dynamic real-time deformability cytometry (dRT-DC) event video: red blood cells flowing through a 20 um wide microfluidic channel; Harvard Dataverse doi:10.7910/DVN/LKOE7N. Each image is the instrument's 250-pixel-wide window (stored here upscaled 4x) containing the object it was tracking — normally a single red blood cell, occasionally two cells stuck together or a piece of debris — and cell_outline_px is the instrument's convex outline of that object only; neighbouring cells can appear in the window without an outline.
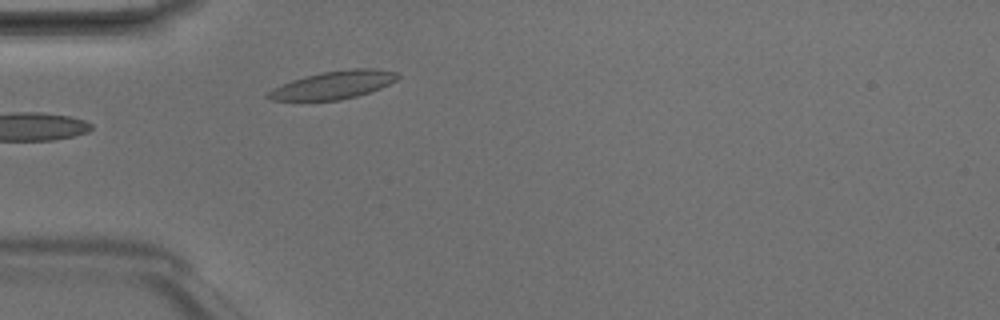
{"species": "Egyptian fruit bat (a non-hibernating species)", "species_latin": "Rousettus aegyptiacus", "temperature_condition": "room temperature", "stored_images_in_passage": 5, "camera_frame_rate_fps": 3000, "um_per_image_px": 0.085, "animal": {"sex": "male"}, "frame": {"image": 1, "passage_image": 5, "time_ms": 1.333, "image_size_px": [1000, 320], "cell_outline_px": [[400, 76], [396, 80], [380, 88], [356, 96], [340, 100], [268, 100], [264, 96], [272, 88], [292, 80], [304, 76], [324, 72], [352, 68], [376, 68], [396, 72]], "centroid_in_image_um": [28.32, 7.21], "position_along_channel_um": 56.7, "area_um2": 20.98}}